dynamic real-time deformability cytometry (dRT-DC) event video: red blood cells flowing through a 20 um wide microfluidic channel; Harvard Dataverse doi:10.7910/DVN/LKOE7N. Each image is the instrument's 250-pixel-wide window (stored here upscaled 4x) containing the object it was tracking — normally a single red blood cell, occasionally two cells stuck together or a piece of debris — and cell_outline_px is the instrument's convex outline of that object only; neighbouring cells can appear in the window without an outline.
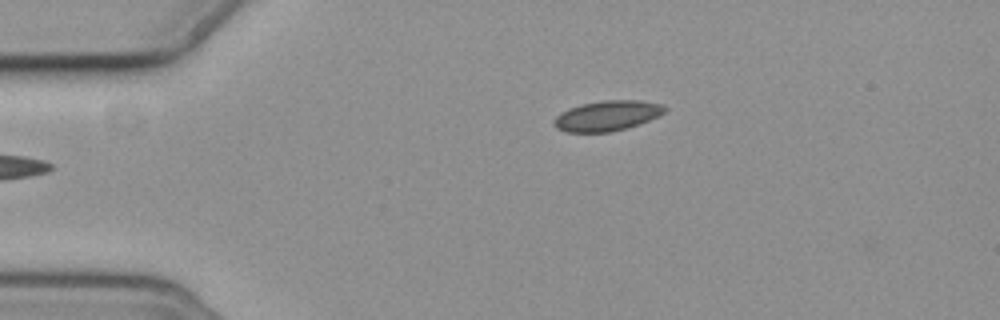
{"species": "common noctule bat (a hibernating species)", "species_latin": "Nyctalus noctula", "temperature_condition": "cold", "stored_images_in_passage": 3, "camera_frame_rate_fps": 3000, "um_per_image_px": 0.085, "animal": {"sex": "female", "body_mass_g": 19.3, "forearm_length_mm": 54.1}, "frame": {"image": 1, "passage_image": 3, "time_ms": 2.333, "image_size_px": [1000, 320], "cell_outline_px": [[668, 108], [664, 112], [648, 120], [628, 128], [612, 132], [564, 132], [556, 128], [552, 124], [552, 120], [560, 112], [568, 108], [580, 104], [604, 100], [640, 100], [660, 104]], "centroid_in_image_um": [51.54, 9.84], "position_along_channel_um": 33.5, "area_um2": 19.65}}